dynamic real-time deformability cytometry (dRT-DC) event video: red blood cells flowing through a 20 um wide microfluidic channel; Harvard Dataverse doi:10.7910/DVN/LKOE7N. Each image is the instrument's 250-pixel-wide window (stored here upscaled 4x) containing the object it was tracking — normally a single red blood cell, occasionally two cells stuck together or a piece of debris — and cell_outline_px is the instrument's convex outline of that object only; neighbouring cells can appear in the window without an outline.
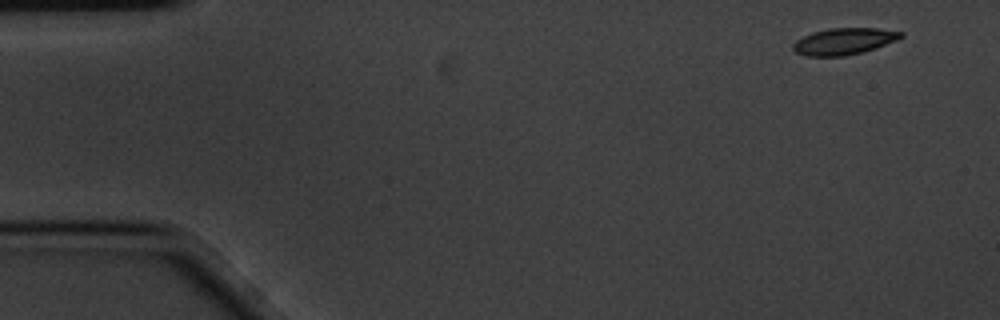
{"species": "common noctule bat (a hibernating species)", "species_latin": "Nyctalus noctula", "temperature_condition": "cold", "stored_images_in_passage": 6, "camera_frame_rate_fps": 3000, "um_per_image_px": 0.085, "animal": {"sex": "male", "body_mass_g": 20.1, "forearm_length_mm": 53.5}, "frame": {"image": 1, "passage_image": 1, "time_ms": 0.0, "image_size_px": [1000, 320], "cell_outline_px": [[904, 36], [896, 40], [864, 52], [844, 56], [808, 56], [796, 52], [792, 48], [792, 44], [796, 40], [812, 32], [828, 28], [876, 28], [904, 32]], "centroid_in_image_um": [71.73, 3.51], "position_along_channel_um": 13.3, "area_um2": 16.7}}
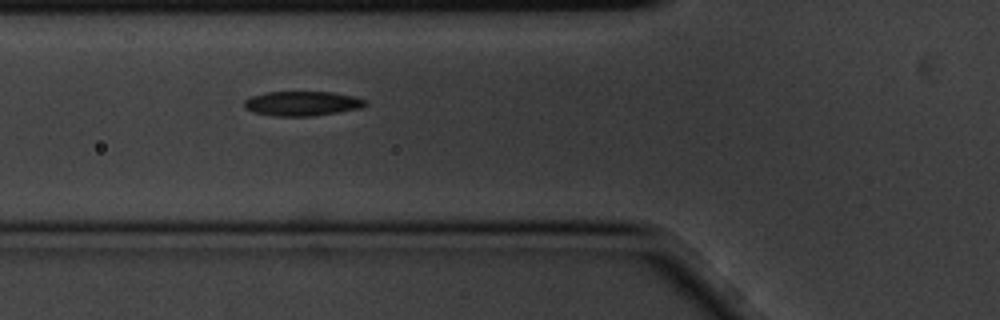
{"frame": {"image": 2, "passage_image": 6, "time_ms": 1.667, "image_size_px": [1000, 320], "cell_outline_px": [[368, 104], [360, 108], [312, 116], [272, 116], [252, 112], [244, 108], [244, 100], [252, 96], [264, 92], [332, 92], [352, 96], [364, 100]], "centroid_in_image_um": [25.62, 8.8], "position_along_channel_um": 100.2, "area_um2": 17.28}}